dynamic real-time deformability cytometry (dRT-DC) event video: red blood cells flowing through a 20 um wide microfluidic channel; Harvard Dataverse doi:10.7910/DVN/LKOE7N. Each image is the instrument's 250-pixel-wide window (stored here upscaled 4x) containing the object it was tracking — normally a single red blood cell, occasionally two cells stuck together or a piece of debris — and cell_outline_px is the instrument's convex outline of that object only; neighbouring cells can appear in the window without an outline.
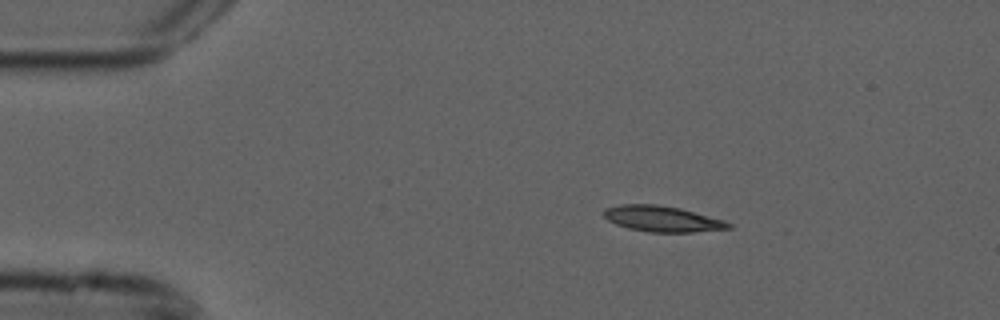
{"species": "common noctule bat (a hibernating species)", "species_latin": "Nyctalus noctula", "temperature_condition": "cold", "stored_images_in_passage": 5, "camera_frame_rate_fps": 3000, "um_per_image_px": 0.085, "animal": {"sex": "male", "forearm_length_mm": 52.5}, "frame": {"image": 1, "passage_image": 2, "time_ms": 0.333, "image_size_px": [1000, 320], "cell_outline_px": [[732, 228], [692, 232], [648, 232], [628, 228], [616, 224], [608, 220], [600, 212], [604, 208], [620, 204], [656, 204], [680, 208], [724, 220], [732, 224]], "centroid_in_image_um": [56.25, 18.59], "position_along_channel_um": 28.8, "area_um2": 18.84}}
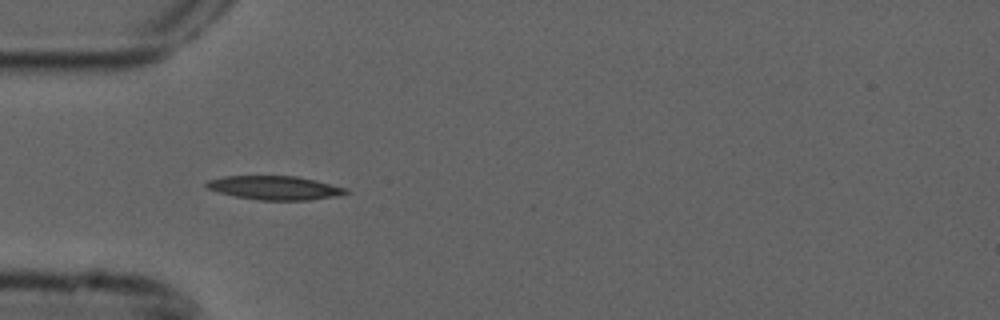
{"frame": {"image": 2, "passage_image": 4, "time_ms": 1.0, "image_size_px": [1000, 320], "cell_outline_px": [[352, 192], [332, 196], [308, 200], [260, 200], [236, 196], [220, 192], [208, 188], [204, 184], [208, 180], [224, 176], [296, 176], [316, 180], [348, 188]], "centroid_in_image_um": [23.38, 15.95], "position_along_channel_um": 61.6, "area_um2": 19.19}}
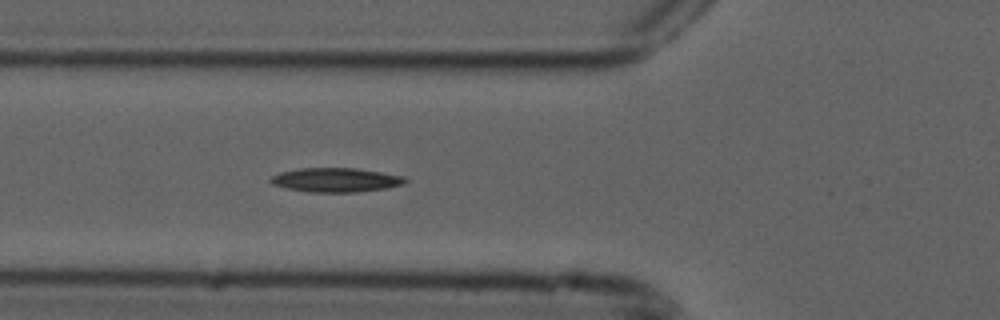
{"frame": {"image": 3, "passage_image": 5, "time_ms": 1.333, "image_size_px": [1000, 320], "cell_outline_px": [[408, 180], [404, 184], [388, 188], [356, 192], [308, 192], [288, 188], [272, 184], [268, 180], [272, 176], [280, 172], [296, 168], [356, 168], [404, 176]], "centroid_in_image_um": [28.55, 15.29], "position_along_channel_um": 97.3, "area_um2": 19.02}}